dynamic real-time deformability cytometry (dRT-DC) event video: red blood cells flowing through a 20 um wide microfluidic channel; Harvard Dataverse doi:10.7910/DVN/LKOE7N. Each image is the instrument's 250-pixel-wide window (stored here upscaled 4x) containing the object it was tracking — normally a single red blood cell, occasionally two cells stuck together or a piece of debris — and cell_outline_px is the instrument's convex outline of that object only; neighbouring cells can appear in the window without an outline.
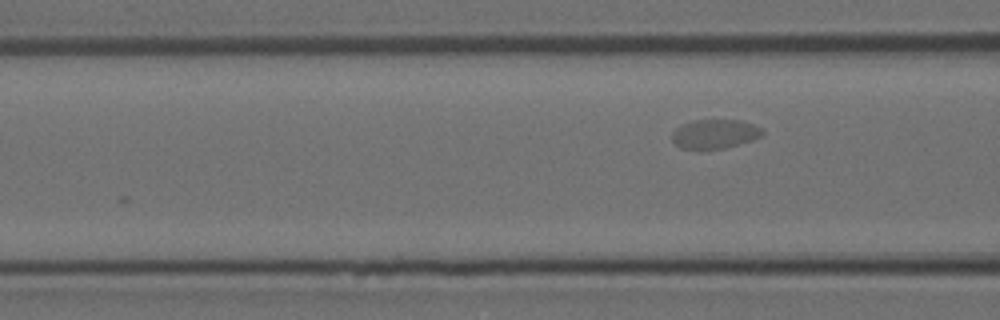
{"species": "Egyptian fruit bat (a non-hibernating species)", "species_latin": "Rousettus aegyptiacus", "temperature_condition": "room temperature", "stored_images_in_passage": 4, "camera_frame_rate_fps": 3000, "um_per_image_px": 0.085, "animal": {"sex": "female"}, "frame": {"image": 1, "passage_image": 4, "time_ms": 1.0, "image_size_px": [1000, 320], "cell_outline_px": [[764, 132], [760, 136], [752, 140], [724, 148], [680, 148], [672, 140], [672, 132], [676, 128], [684, 124], [696, 120], [740, 120], [752, 124], [760, 128]], "centroid_in_image_um": [60.75, 11.37], "position_along_channel_um": 105.9, "area_um2": 14.97}}